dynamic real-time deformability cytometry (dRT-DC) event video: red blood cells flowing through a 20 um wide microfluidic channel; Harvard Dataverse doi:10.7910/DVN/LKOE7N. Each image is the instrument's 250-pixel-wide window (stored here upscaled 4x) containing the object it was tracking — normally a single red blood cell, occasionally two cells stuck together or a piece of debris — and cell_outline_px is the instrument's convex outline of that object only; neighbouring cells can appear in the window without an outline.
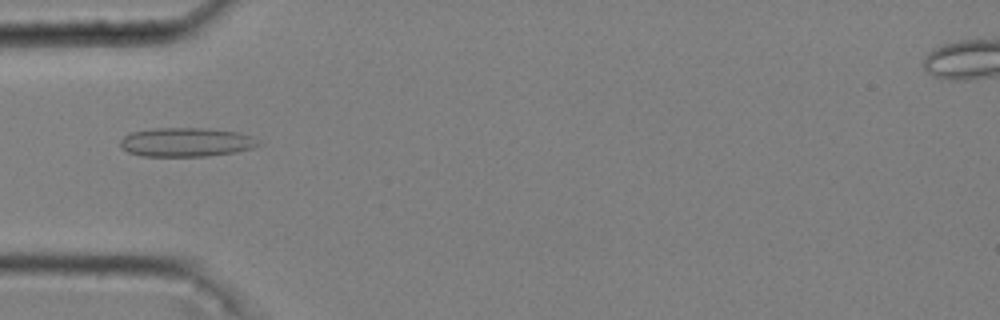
{"species": "common noctule bat (a hibernating species)", "species_latin": "Nyctalus noctula", "temperature_condition": "cold", "stored_images_in_passage": 49, "camera_frame_rate_fps": 3000, "um_per_image_px": 0.085, "animal": {"sex": "male", "body_mass_g": 20.4}, "frame": {"image": 1, "passage_image": 17, "time_ms": 5.333, "image_size_px": [1000, 320], "cell_outline_px": [[260, 144], [252, 148], [236, 152], [208, 156], [140, 156], [128, 152], [120, 148], [120, 140], [124, 136], [132, 132], [152, 128], [204, 128], [240, 132], [252, 136], [260, 140]], "centroid_in_image_um": [15.83, 12.08], "position_along_channel_um": 69.2, "area_um2": 23.58}}
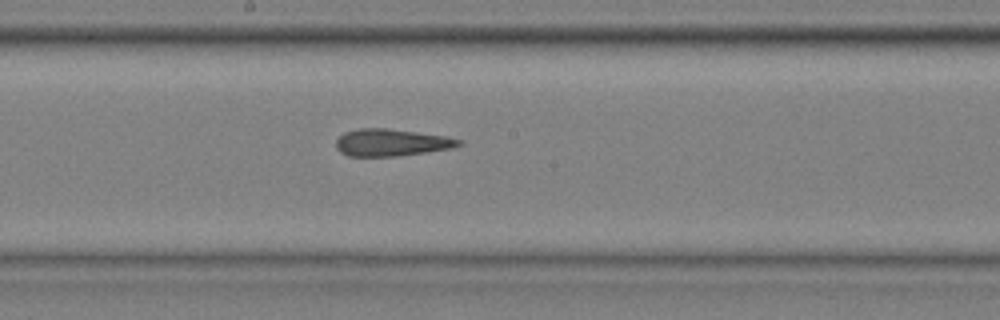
{"frame": {"image": 2, "passage_image": 29, "time_ms": 9.333, "image_size_px": [1000, 320], "cell_outline_px": [[464, 144], [452, 148], [396, 156], [348, 156], [340, 152], [336, 148], [336, 140], [344, 132], [356, 128], [388, 128], [444, 136], [464, 140]], "centroid_in_image_um": [33.26, 12.11], "position_along_channel_um": 214.9, "area_um2": 19.42}}
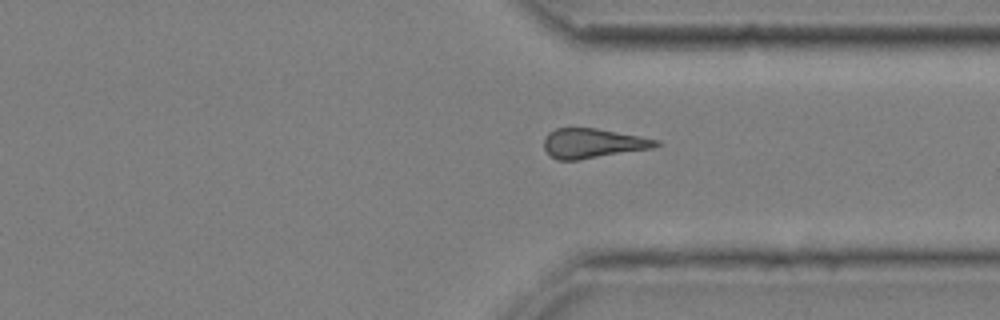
{"frame": {"image": 3, "passage_image": 41, "time_ms": 13.333, "image_size_px": [1000, 320], "cell_outline_px": [[664, 144], [652, 148], [576, 160], [556, 160], [544, 148], [544, 136], [548, 132], [556, 128], [596, 128], [640, 136], [660, 140]], "centroid_in_image_um": [50.4, 12.17], "position_along_channel_um": 361.0, "area_um2": 19.31}, "authors_computed_cell_mechanics": {"area_um2": 19.941, "velocity_mm_per_s": 3.6424, "shape_relaxation_time_tau1_ms": null, "shape_relaxation_time_tau2_ms": 3.8472, "deformation_change_tau1": null, "deformation_change_tau2": 0.1239}}